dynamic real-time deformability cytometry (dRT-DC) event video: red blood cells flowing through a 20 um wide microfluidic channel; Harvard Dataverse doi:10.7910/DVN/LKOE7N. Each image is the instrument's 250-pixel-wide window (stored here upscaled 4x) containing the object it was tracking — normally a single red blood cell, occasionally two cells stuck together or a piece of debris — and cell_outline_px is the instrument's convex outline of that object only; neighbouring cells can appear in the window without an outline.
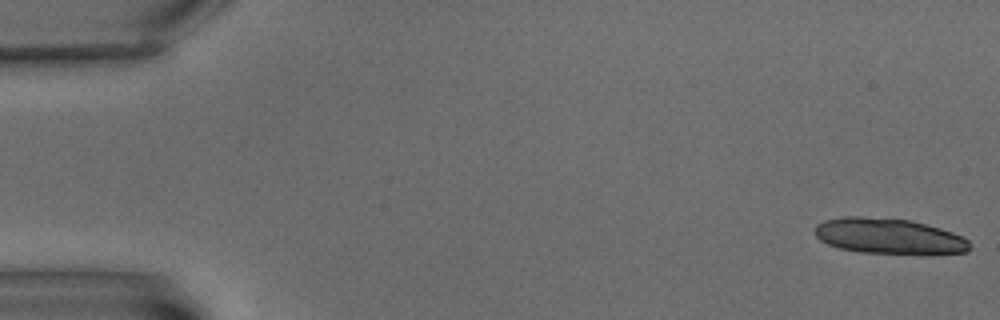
{"species": "common noctule bat (a hibernating species)", "species_latin": "Nyctalus noctula", "temperature_condition": "warm", "stored_images_in_passage": 11, "camera_frame_rate_fps": 3000, "um_per_image_px": 0.085, "animal": {"sex": "male", "body_mass_g": 15.6}, "frame": {"image": 1, "passage_image": 1, "time_ms": 0.0, "image_size_px": [1000, 320], "cell_outline_px": [[972, 248], [968, 252], [920, 256], [860, 252], [840, 248], [828, 244], [820, 240], [816, 236], [816, 224], [824, 220], [844, 216], [864, 216], [908, 220], [940, 228], [964, 236], [972, 244]], "centroid_in_image_um": [75.64, 20.11], "position_along_channel_um": 9.4, "area_um2": 33.0}}
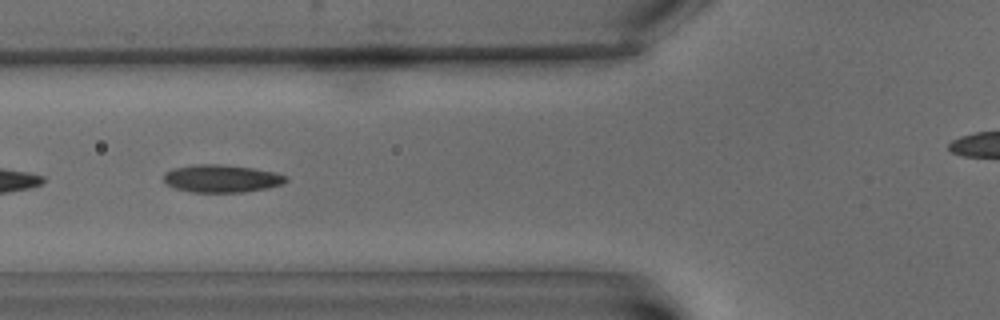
{"frame": {"image": 2, "passage_image": 7, "time_ms": 8.333, "image_size_px": [1000, 320], "cell_outline_px": [[288, 180], [284, 184], [268, 188], [244, 192], [192, 192], [176, 188], [168, 184], [164, 180], [164, 172], [172, 168], [192, 164], [220, 164], [252, 168], [276, 172], [288, 176]], "centroid_in_image_um": [18.86, 15.17], "position_along_channel_um": 106.9, "area_um2": 19.88}}